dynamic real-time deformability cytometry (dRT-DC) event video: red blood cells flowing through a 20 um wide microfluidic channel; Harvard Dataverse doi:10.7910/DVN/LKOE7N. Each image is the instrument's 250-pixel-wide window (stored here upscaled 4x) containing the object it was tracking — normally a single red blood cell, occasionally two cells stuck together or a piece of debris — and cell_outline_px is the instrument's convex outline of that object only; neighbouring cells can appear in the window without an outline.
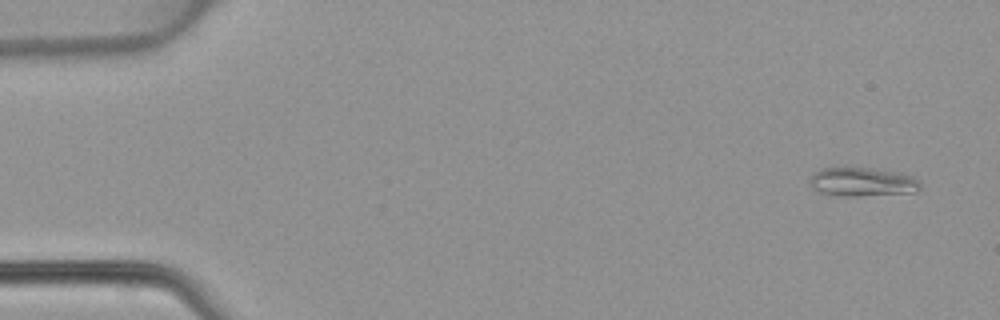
{"species": "common noctule bat (a hibernating species)", "species_latin": "Nyctalus noctula", "temperature_condition": "warm", "stored_images_in_passage": 48, "camera_frame_rate_fps": 3000, "um_per_image_px": 0.085, "animal": {"sex": "female", "body_mass_g": 22.7, "forearm_length_mm": 54.2}, "frame": {"image": 1, "passage_image": 3, "time_ms": 0.667, "image_size_px": [1000, 320], "cell_outline_px": [[920, 188], [916, 192], [860, 196], [844, 196], [816, 192], [812, 188], [808, 180], [816, 172], [824, 168], [872, 168], [900, 172], [912, 176], [920, 184]], "centroid_in_image_um": [73.29, 15.47], "position_along_channel_um": 11.7, "area_um2": 18.55}}
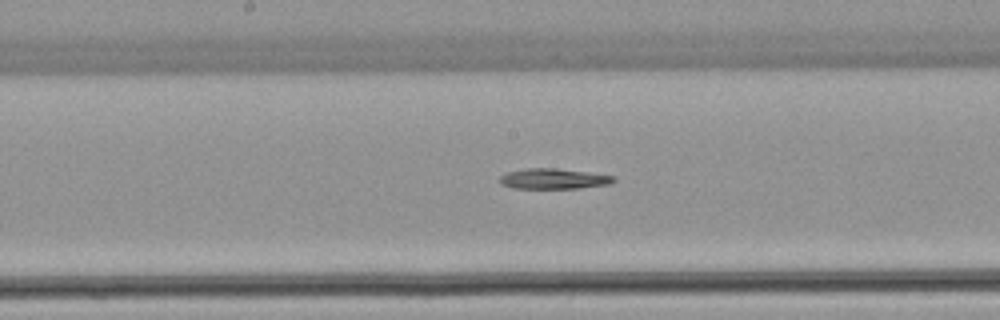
{"frame": {"image": 2, "passage_image": 25, "time_ms": 8.0, "image_size_px": [1000, 320], "cell_outline_px": [[616, 180], [608, 184], [580, 188], [512, 188], [500, 184], [500, 176], [508, 172], [524, 168], [556, 168], [616, 176]], "centroid_in_image_um": [47.04, 15.19], "position_along_channel_um": 201.2, "area_um2": 13.53}}
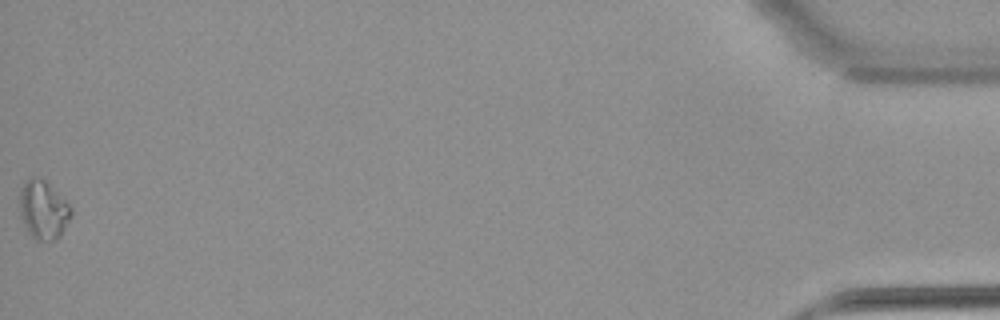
{"frame": {"image": 3, "passage_image": 48, "time_ms": 15.667, "image_size_px": [1000, 320], "cell_outline_px": [[72, 216], [60, 236], [52, 240], [36, 240], [28, 232], [20, 216], [20, 188], [28, 176], [36, 176], [44, 180], [72, 208]], "centroid_in_image_um": [3.66, 17.82], "position_along_channel_um": 431.5, "area_um2": 17.46}}